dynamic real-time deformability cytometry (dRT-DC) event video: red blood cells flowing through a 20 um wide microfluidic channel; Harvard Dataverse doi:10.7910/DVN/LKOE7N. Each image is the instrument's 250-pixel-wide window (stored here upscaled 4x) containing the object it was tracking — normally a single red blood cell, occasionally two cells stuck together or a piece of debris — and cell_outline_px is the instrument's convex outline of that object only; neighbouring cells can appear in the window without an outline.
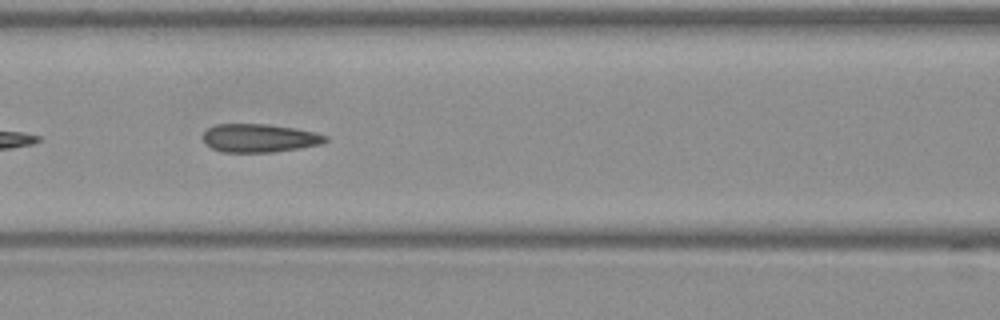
{"species": "Egyptian fruit bat (a non-hibernating species)", "species_latin": "Rousettus aegyptiacus", "temperature_condition": "warm", "stored_images_in_passage": 25, "camera_frame_rate_fps": 3000, "um_per_image_px": 0.085, "frame": {"image": 1, "passage_image": 8, "time_ms": 2.333, "image_size_px": [1000, 320], "cell_outline_px": [[328, 140], [320, 144], [300, 148], [272, 152], [224, 152], [212, 148], [204, 144], [200, 136], [208, 128], [216, 124], [268, 124], [296, 128], [316, 132], [328, 136]], "centroid_in_image_um": [22.02, 11.73], "position_along_channel_um": 144.6, "area_um2": 20.46}}
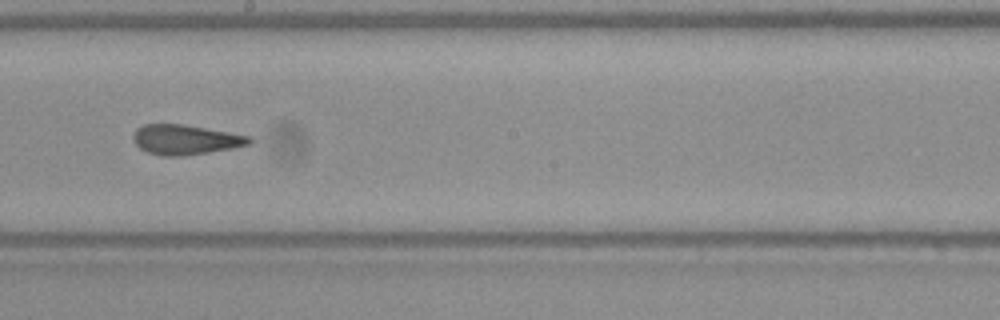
{"frame": {"image": 2, "passage_image": 15, "time_ms": 4.667, "image_size_px": [1000, 320], "cell_outline_px": [[252, 140], [248, 144], [232, 148], [208, 152], [180, 156], [160, 156], [148, 152], [140, 148], [136, 144], [132, 136], [136, 128], [144, 124], [184, 124], [252, 136]], "centroid_in_image_um": [15.74, 11.86], "position_along_channel_um": 232.5, "area_um2": 20.17}}
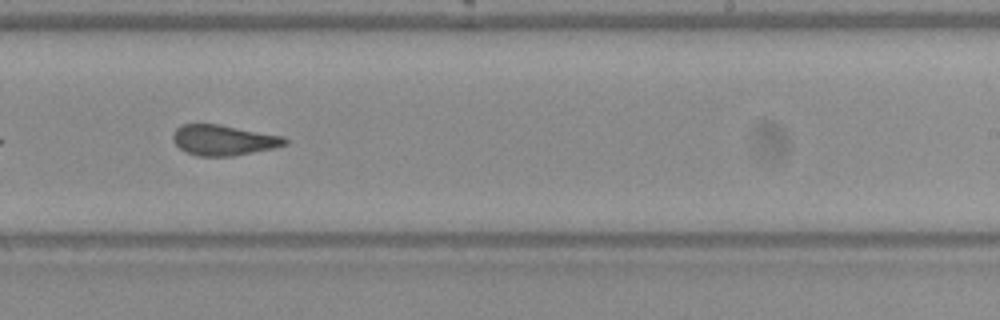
{"frame": {"image": 3, "passage_image": 18, "time_ms": 5.667, "image_size_px": [1000, 320], "cell_outline_px": [[288, 144], [272, 148], [232, 156], [200, 156], [184, 152], [172, 140], [172, 136], [176, 128], [180, 124], [220, 124], [284, 136], [288, 140]], "centroid_in_image_um": [18.98, 11.9], "position_along_channel_um": 270.0, "area_um2": 19.94}}